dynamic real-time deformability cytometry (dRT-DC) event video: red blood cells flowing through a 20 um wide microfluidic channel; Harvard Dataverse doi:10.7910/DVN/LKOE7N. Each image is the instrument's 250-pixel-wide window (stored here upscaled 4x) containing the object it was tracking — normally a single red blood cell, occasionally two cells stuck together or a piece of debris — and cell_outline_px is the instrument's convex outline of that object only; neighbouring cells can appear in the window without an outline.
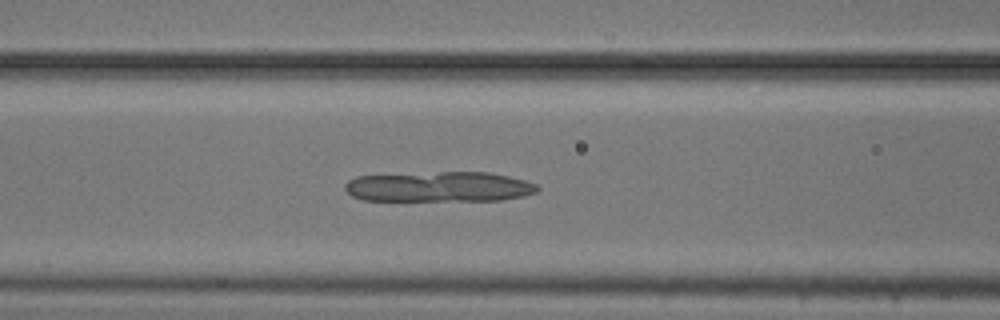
{"species": "common noctule bat (a hibernating species)", "species_latin": "Nyctalus noctula", "temperature_condition": "cold", "stored_images_in_passage": 54, "camera_frame_rate_fps": 3000, "um_per_image_px": 0.085, "animal": {"sex": "male", "body_mass_g": 20.5, "forearm_length_mm": 52.5}, "frame": {"image": 1, "passage_image": 22, "time_ms": 7.0, "image_size_px": [1000, 320], "cell_outline_px": [[540, 188], [536, 192], [524, 196], [504, 200], [364, 200], [352, 196], [344, 188], [344, 184], [348, 180], [356, 176], [440, 172], [488, 172], [508, 176], [524, 180], [536, 184]], "centroid_in_image_um": [37.34, 15.87], "position_along_channel_um": 129.3, "area_um2": 33.81}}
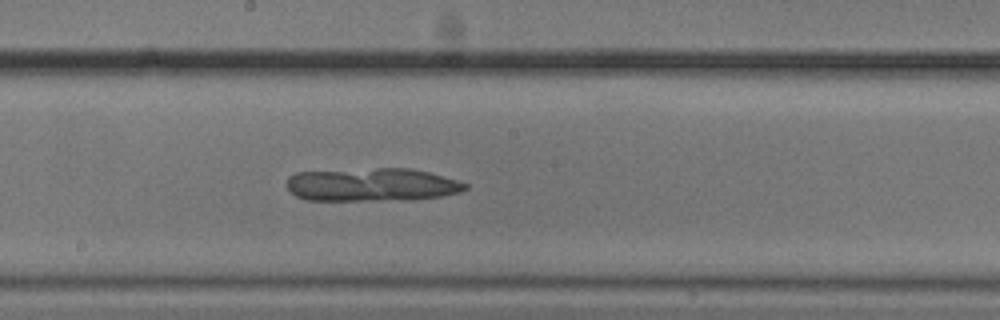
{"frame": {"image": 2, "passage_image": 29, "time_ms": 9.333, "image_size_px": [1000, 320], "cell_outline_px": [[468, 188], [460, 192], [444, 196], [412, 200], [308, 200], [296, 196], [288, 188], [288, 176], [296, 172], [376, 168], [412, 168], [428, 172], [456, 180], [468, 184]], "centroid_in_image_um": [31.64, 15.7], "position_along_channel_um": 216.6, "area_um2": 34.68}}
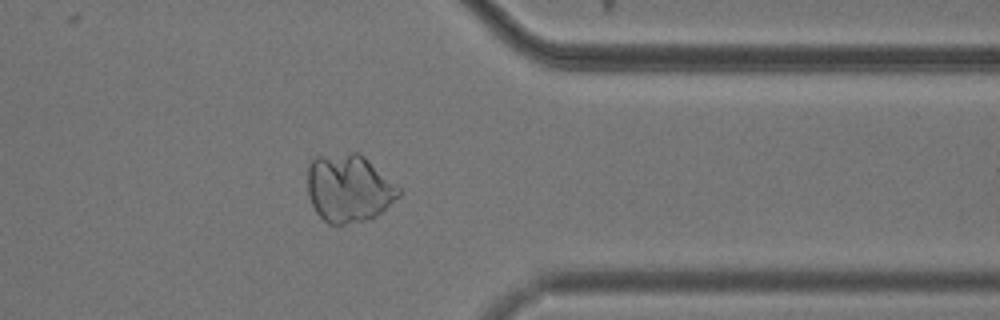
{"frame": {"image": 3, "passage_image": 43, "time_ms": 14.0, "image_size_px": [1000, 320], "cell_outline_px": [[400, 196], [376, 216], [364, 220], [344, 224], [328, 224], [316, 212], [308, 196], [308, 160], [316, 156], [352, 152], [360, 152], [400, 188]], "centroid_in_image_um": [29.63, 15.98], "position_along_channel_um": 381.8, "area_um2": 36.18}}